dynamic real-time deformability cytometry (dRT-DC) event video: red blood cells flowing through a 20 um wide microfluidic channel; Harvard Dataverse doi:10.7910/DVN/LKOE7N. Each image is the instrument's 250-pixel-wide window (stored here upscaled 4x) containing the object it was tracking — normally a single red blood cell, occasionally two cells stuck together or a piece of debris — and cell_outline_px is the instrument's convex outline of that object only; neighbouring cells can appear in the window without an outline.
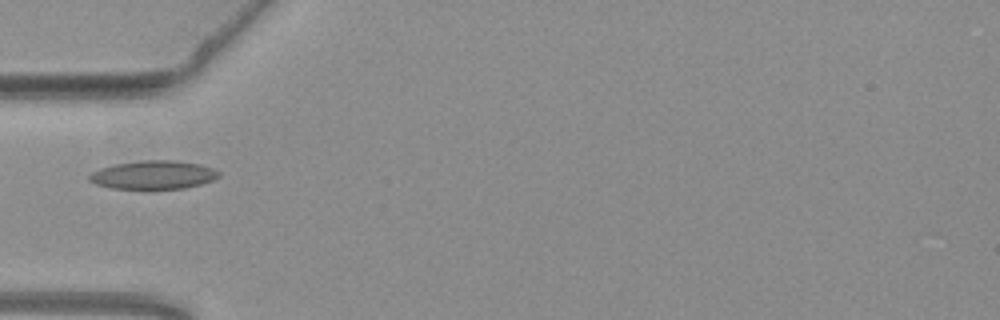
{"species": "common noctule bat (a hibernating species)", "species_latin": "Nyctalus noctula", "temperature_condition": "warm", "stored_images_in_passage": 6, "camera_frame_rate_fps": 3000, "um_per_image_px": 0.085, "animal": {"sex": "female", "body_mass_g": 19.3, "forearm_length_mm": 54.1}, "frame": {"image": 1, "passage_image": 1, "time_ms": 0.0, "image_size_px": [1000, 320], "cell_outline_px": [[220, 176], [212, 180], [200, 184], [184, 188], [148, 192], [112, 188], [96, 184], [88, 180], [88, 176], [92, 172], [100, 168], [116, 164], [140, 160], [172, 160], [200, 164], [212, 168], [220, 172]], "centroid_in_image_um": [13.01, 14.91], "position_along_channel_um": 72.0, "area_um2": 22.31}}
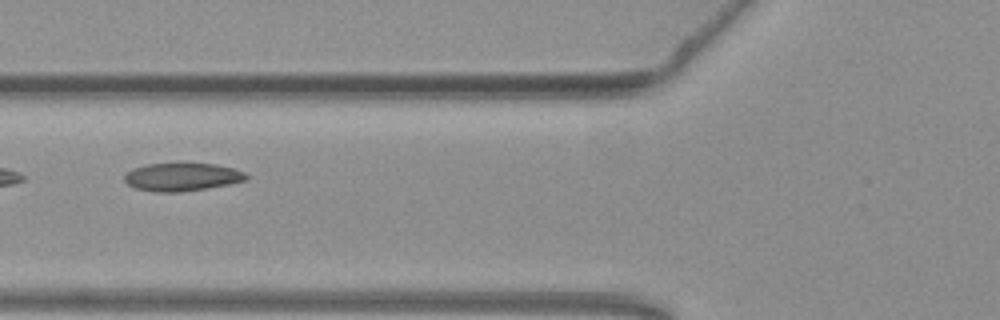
{"frame": {"image": 2, "passage_image": 4, "time_ms": 1.0, "image_size_px": [1000, 320], "cell_outline_px": [[248, 180], [228, 184], [180, 192], [156, 192], [136, 188], [128, 184], [124, 180], [124, 176], [132, 168], [148, 164], [176, 160], [216, 164], [232, 168], [244, 172], [248, 176]], "centroid_in_image_um": [15.46, 14.98], "position_along_channel_um": 110.3, "area_um2": 20.58}}